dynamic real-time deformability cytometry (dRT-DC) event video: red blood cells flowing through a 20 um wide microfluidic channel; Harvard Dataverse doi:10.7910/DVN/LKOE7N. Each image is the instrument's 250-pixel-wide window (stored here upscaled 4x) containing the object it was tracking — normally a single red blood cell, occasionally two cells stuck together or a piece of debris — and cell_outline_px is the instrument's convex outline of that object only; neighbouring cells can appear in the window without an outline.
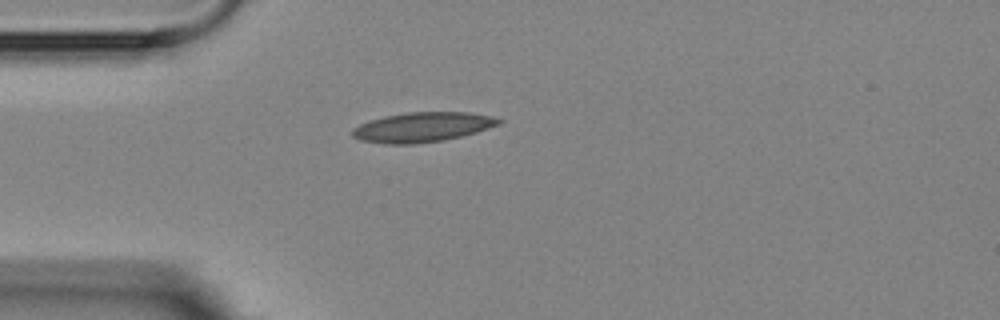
{"species": "Egyptian fruit bat (a non-hibernating species)", "species_latin": "Rousettus aegyptiacus", "temperature_condition": "room temperature", "stored_images_in_passage": 2, "camera_frame_rate_fps": 3000, "um_per_image_px": 0.085, "animal": {"sex": "female"}, "frame": {"image": 1, "passage_image": 1, "time_ms": 0.0, "image_size_px": [1000, 320], "cell_outline_px": [[504, 120], [500, 124], [476, 132], [444, 140], [412, 144], [384, 144], [360, 140], [352, 136], [352, 128], [368, 120], [384, 116], [404, 112], [468, 112], [492, 116]], "centroid_in_image_um": [35.88, 10.8], "position_along_channel_um": 49.1, "area_um2": 25.49}}